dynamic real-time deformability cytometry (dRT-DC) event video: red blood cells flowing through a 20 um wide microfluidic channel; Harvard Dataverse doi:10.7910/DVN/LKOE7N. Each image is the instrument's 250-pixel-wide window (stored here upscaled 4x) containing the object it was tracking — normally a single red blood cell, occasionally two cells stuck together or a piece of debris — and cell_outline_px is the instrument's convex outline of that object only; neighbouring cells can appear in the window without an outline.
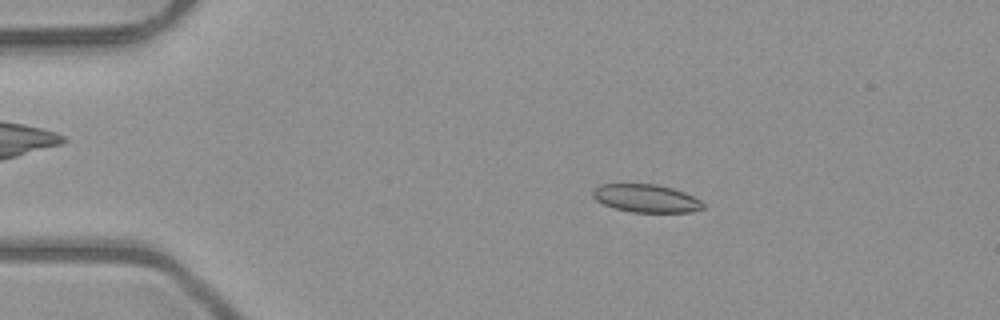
{"species": "common noctule bat (a hibernating species)", "species_latin": "Nyctalus noctula", "temperature_condition": "room temperature", "stored_images_in_passage": 43, "camera_frame_rate_fps": 3000, "um_per_image_px": 0.085, "animal": {"sex": "male", "body_mass_g": 23.1, "forearm_length_mm": 52.7}, "frame": {"image": 1, "passage_image": 2, "time_ms": 0.333, "image_size_px": [1000, 320], "cell_outline_px": [[704, 208], [692, 212], [632, 212], [616, 208], [604, 204], [596, 200], [592, 196], [592, 192], [600, 184], [656, 184], [672, 188], [684, 192], [700, 200], [704, 204]], "centroid_in_image_um": [54.93, 16.86], "position_along_channel_um": 30.1, "area_um2": 17.86}}
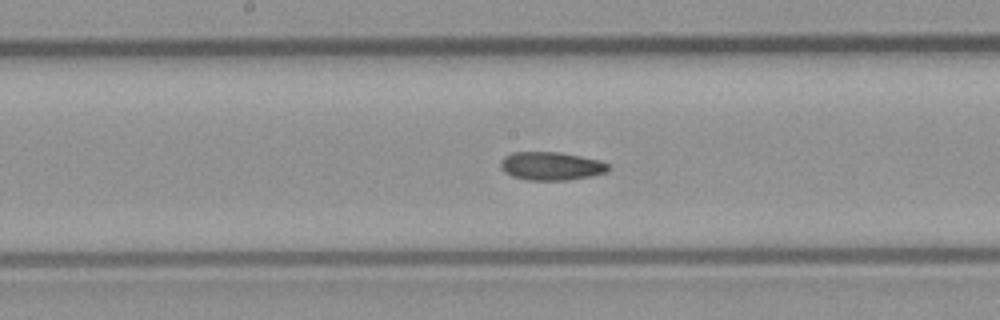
{"frame": {"image": 2, "passage_image": 19, "time_ms": 6.0, "image_size_px": [1000, 320], "cell_outline_px": [[612, 168], [604, 172], [592, 176], [568, 180], [528, 180], [512, 176], [504, 172], [500, 168], [500, 160], [504, 156], [512, 152], [556, 152], [580, 156], [600, 160], [608, 164]], "centroid_in_image_um": [46.83, 14.11], "position_along_channel_um": 201.4, "area_um2": 17.86}}
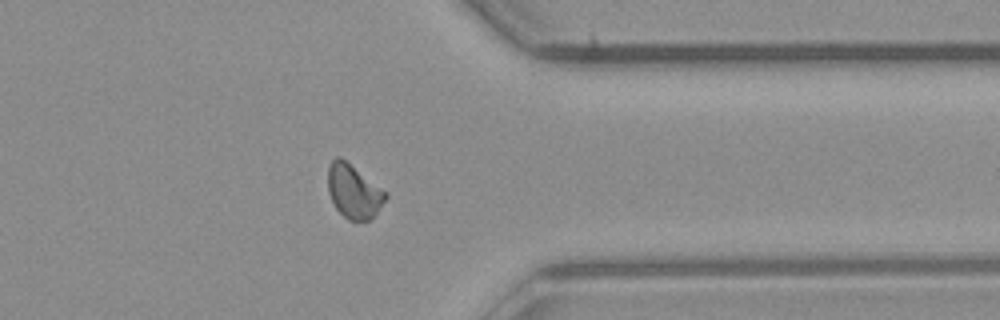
{"frame": {"image": 3, "passage_image": 33, "time_ms": 10.667, "image_size_px": [1000, 320], "cell_outline_px": [[388, 196], [376, 212], [368, 220], [348, 220], [336, 208], [328, 192], [328, 164], [336, 156], [340, 156], [388, 192]], "centroid_in_image_um": [30.06, 16.23], "position_along_channel_um": 381.3, "area_um2": 17.98}, "authors_computed_cell_mechanics": {"area_um2": 17.9758, "velocity_mm_per_s": 4.0411, "shape_relaxation_time_tau1_ms": null, "shape_relaxation_time_tau2_ms": 4.0139, "deformation_change_tau1": null, "deformation_change_tau2": 0.0961}}